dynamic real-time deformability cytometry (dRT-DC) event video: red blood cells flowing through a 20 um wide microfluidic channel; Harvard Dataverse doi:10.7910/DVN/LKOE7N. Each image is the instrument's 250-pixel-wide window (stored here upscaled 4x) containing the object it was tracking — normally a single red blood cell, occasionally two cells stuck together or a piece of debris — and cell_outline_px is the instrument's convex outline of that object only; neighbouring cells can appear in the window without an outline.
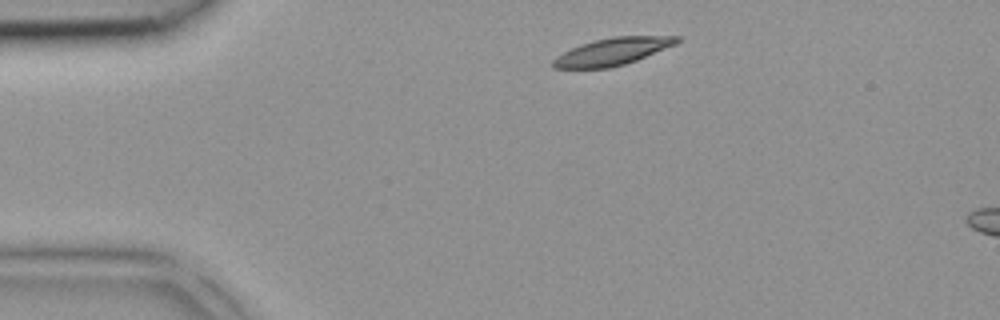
{"species": "common noctule bat (a hibernating species)", "species_latin": "Nyctalus noctula", "temperature_condition": "room temperature", "stored_images_in_passage": 3, "camera_frame_rate_fps": 3000, "um_per_image_px": 0.085, "animal": {"sex": "female", "body_mass_g": 18.4}, "frame": {"image": 1, "passage_image": 1, "time_ms": 0.0, "image_size_px": [1000, 320], "cell_outline_px": [[680, 40], [676, 44], [636, 60], [624, 64], [608, 68], [552, 68], [552, 60], [556, 56], [580, 44], [612, 36], [680, 36]], "centroid_in_image_um": [52.05, 4.38], "position_along_channel_um": 33.0, "area_um2": 19.48}}